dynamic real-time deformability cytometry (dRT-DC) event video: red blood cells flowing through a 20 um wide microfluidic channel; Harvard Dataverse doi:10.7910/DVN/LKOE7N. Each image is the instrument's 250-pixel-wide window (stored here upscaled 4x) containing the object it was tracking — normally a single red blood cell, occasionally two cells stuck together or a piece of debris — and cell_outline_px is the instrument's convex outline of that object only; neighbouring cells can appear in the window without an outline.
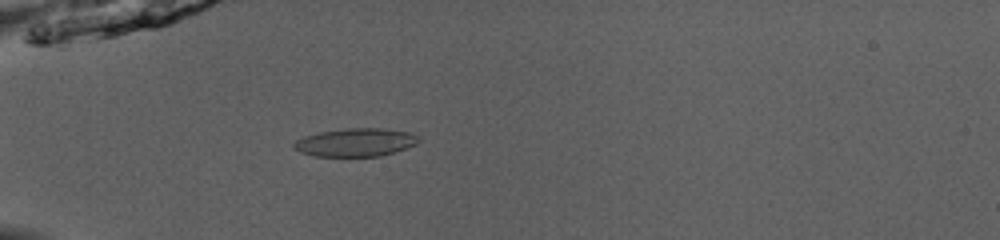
{"species": "common noctule bat (a hibernating species)", "species_latin": "Nyctalus noctula", "temperature_condition": "room temperature", "stored_images_in_passage": 52, "camera_frame_rate_fps": 3000, "um_per_image_px": 0.085, "animal": {"sex": "male", "body_mass_g": 13.0, "forearm_length_mm": 53.1}, "frame": {"image": 1, "passage_image": 18, "time_ms": 5.667, "image_size_px": [1000, 240], "cell_outline_px": [[420, 140], [416, 144], [380, 156], [316, 156], [300, 152], [292, 144], [296, 140], [304, 136], [320, 132], [348, 128], [384, 128], [412, 132], [420, 136]], "centroid_in_image_um": [30.26, 12.09], "position_along_channel_um": 54.7, "area_um2": 20.4}}
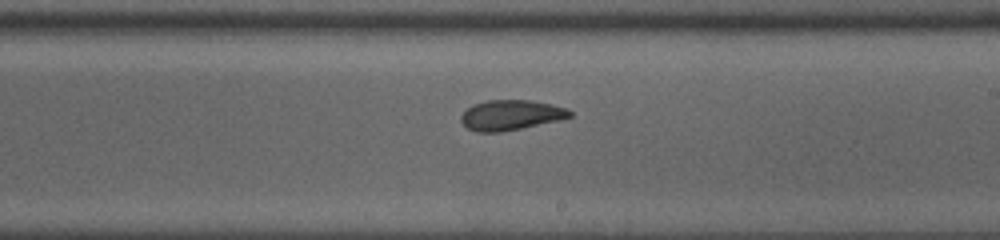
{"frame": {"image": 2, "passage_image": 33, "time_ms": 10.667, "image_size_px": [1000, 240], "cell_outline_px": [[572, 116], [556, 120], [520, 128], [500, 132], [476, 132], [468, 128], [460, 120], [460, 116], [472, 104], [488, 100], [528, 100], [552, 104], [564, 108], [572, 112]], "centroid_in_image_um": [43.37, 9.77], "position_along_channel_um": 245.6, "area_um2": 18.79}}
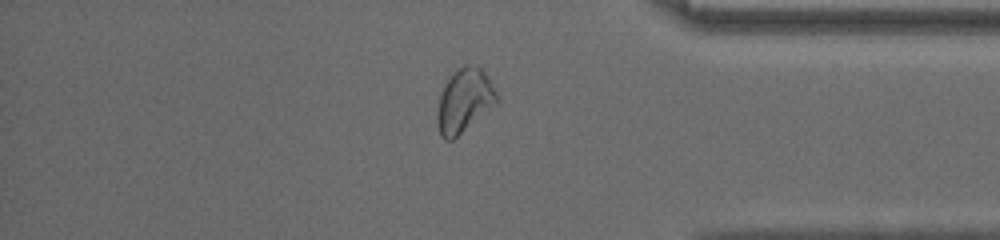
{"frame": {"image": 3, "passage_image": 45, "time_ms": 14.667, "image_size_px": [1000, 240], "cell_outline_px": [[500, 100], [496, 104], [452, 140], [444, 140], [440, 136], [436, 120], [436, 116], [440, 96], [444, 84], [456, 68], [464, 64], [476, 64], [484, 72], [492, 84]], "centroid_in_image_um": [39.45, 8.53], "position_along_channel_um": 395.7, "area_um2": 22.14}, "authors_computed_cell_mechanics": {"area_um2": 20.4323, "velocity_mm_per_s": 4.068, "shape_relaxation_time_tau1_ms": 3.565, "shape_relaxation_time_tau2_ms": 1.8714, "deformation_change_tau1": 0.1044, "deformation_change_tau2": 0.0695}}